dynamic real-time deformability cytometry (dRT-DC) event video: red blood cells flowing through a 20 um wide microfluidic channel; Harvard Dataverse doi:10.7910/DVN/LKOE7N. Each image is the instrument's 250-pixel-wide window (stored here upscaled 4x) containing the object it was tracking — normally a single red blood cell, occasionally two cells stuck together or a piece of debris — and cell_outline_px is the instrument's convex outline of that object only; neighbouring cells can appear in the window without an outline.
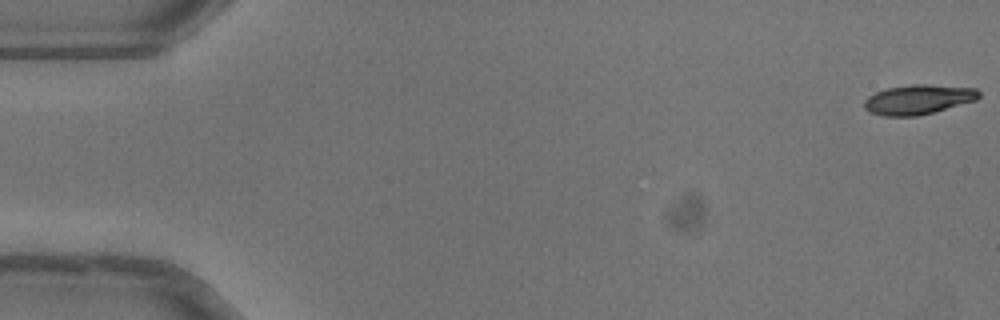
{"species": "common noctule bat (a hibernating species)", "species_latin": "Nyctalus noctula", "temperature_condition": "warm", "stored_images_in_passage": 14, "camera_frame_rate_fps": 3000, "um_per_image_px": 0.085, "animal": {"sex": "female"}, "frame": {"image": 1, "passage_image": 1, "time_ms": 0.0, "image_size_px": [1000, 320], "cell_outline_px": [[980, 96], [976, 100], [932, 112], [916, 116], [884, 116], [872, 112], [864, 108], [864, 100], [868, 96], [876, 92], [888, 88], [912, 84], [928, 84], [976, 88], [980, 92]], "centroid_in_image_um": [78.05, 8.44], "position_along_channel_um": 6.9, "area_um2": 19.65}}
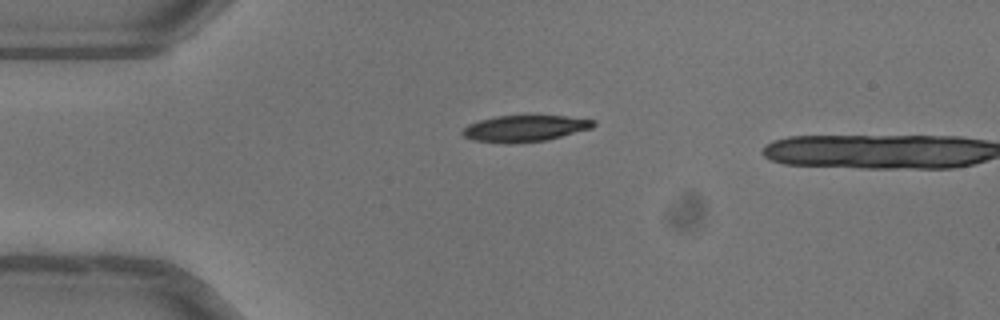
{"frame": {"image": 2, "passage_image": 13, "time_ms": 4.0, "image_size_px": [1000, 320], "cell_outline_px": [[596, 124], [592, 128], [544, 140], [508, 144], [472, 140], [464, 136], [460, 132], [468, 124], [480, 120], [496, 116], [564, 116], [596, 120]], "centroid_in_image_um": [44.57, 10.92], "position_along_channel_um": 40.4, "area_um2": 19.94}}